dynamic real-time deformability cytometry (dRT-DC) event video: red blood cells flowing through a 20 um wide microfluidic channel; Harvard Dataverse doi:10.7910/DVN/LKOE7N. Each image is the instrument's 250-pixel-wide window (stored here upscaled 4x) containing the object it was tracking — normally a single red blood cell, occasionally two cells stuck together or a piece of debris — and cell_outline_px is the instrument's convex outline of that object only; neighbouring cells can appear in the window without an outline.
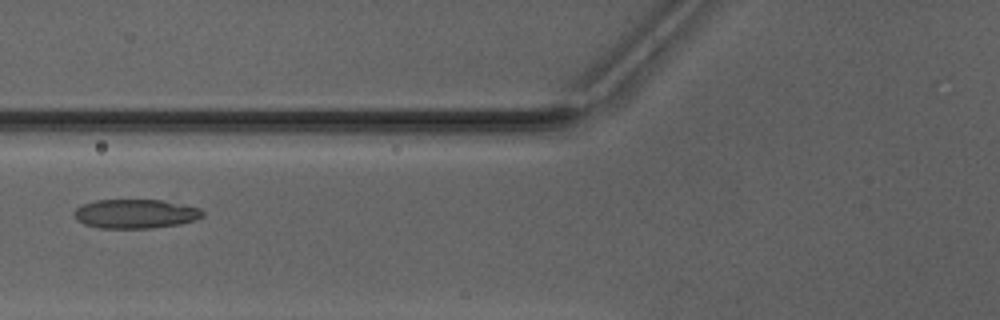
{"species": "Egyptian fruit bat (a non-hibernating species)", "species_latin": "Rousettus aegyptiacus", "temperature_condition": "warm", "stored_images_in_passage": 41, "camera_frame_rate_fps": 3000, "um_per_image_px": 0.085, "animal": {"sex": "male"}, "frame": {"image": 1, "passage_image": 12, "time_ms": 3.667, "image_size_px": [1000, 320], "cell_outline_px": [[204, 216], [196, 220], [180, 224], [152, 228], [100, 228], [84, 224], [76, 220], [72, 212], [76, 208], [84, 204], [96, 200], [160, 200], [200, 208], [204, 212]], "centroid_in_image_um": [11.5, 18.18], "position_along_channel_um": 114.3, "area_um2": 21.85}}
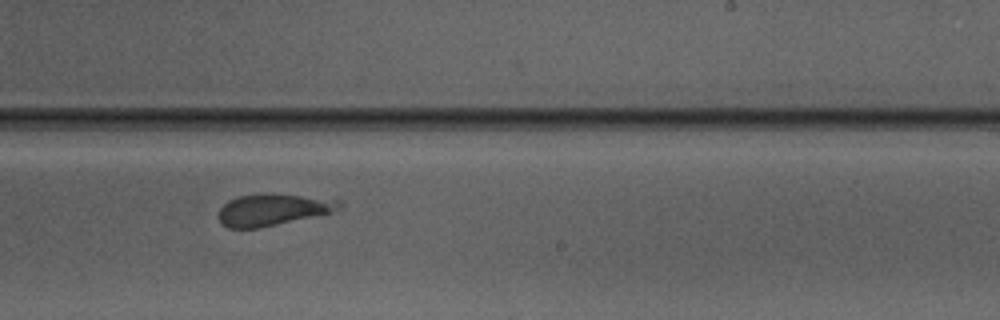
{"frame": {"image": 2, "passage_image": 23, "time_ms": 7.333, "image_size_px": [1000, 320], "cell_outline_px": [[344, 204], [340, 208], [328, 212], [260, 228], [228, 228], [220, 224], [220, 208], [228, 200], [240, 196], [336, 196], [344, 200]], "centroid_in_image_um": [23.28, 17.83], "position_along_channel_um": 265.7, "area_um2": 21.68}}
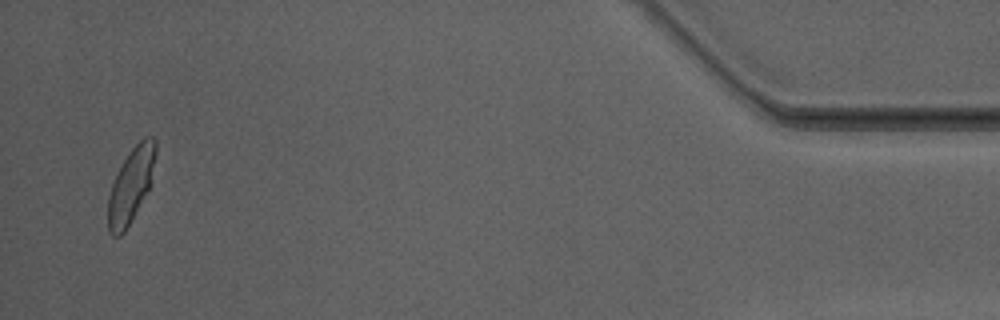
{"frame": {"image": 3, "passage_image": 40, "time_ms": 13.0, "image_size_px": [1000, 320], "cell_outline_px": [[156, 156], [152, 184], [124, 232], [120, 236], [112, 236], [108, 232], [108, 196], [116, 172], [128, 152], [144, 136], [152, 136], [156, 140]], "centroid_in_image_um": [11.14, 15.71], "position_along_channel_um": 424.1, "area_um2": 20.98}, "authors_computed_cell_mechanics": {"area_um2": 22.3686, "velocity_mm_per_s": 4.1385, "shape_relaxation_time_tau1_ms": 1.1324, "shape_relaxation_time_tau2_ms": null, "deformation_change_tau1": 0.0477, "deformation_change_tau2": null}}